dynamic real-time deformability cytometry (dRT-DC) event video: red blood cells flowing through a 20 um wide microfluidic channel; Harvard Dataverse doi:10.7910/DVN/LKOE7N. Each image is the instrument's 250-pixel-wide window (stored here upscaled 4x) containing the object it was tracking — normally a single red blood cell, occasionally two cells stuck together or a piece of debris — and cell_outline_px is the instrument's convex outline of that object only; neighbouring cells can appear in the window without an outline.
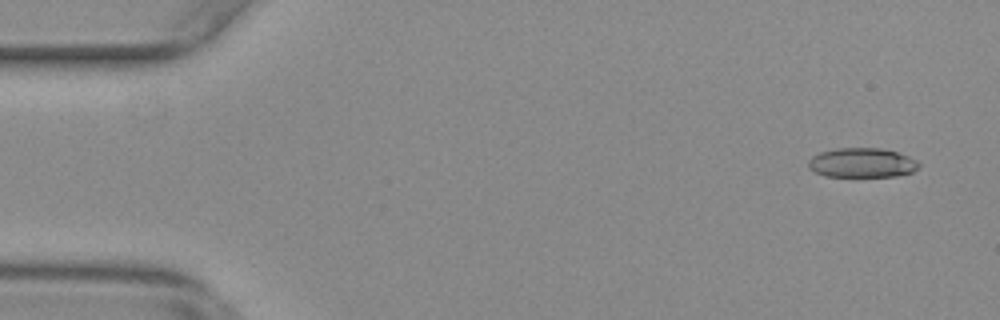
{"species": "common noctule bat (a hibernating species)", "species_latin": "Nyctalus noctula", "temperature_condition": "warm", "stored_images_in_passage": 56, "camera_frame_rate_fps": 3000, "um_per_image_px": 0.085, "animal": {"sex": "female", "body_mass_g": 29.2, "forearm_length_mm": 56.3}, "frame": {"image": 1, "passage_image": 3, "time_ms": 0.667, "image_size_px": [1000, 320], "cell_outline_px": [[920, 168], [912, 172], [896, 176], [824, 176], [808, 168], [808, 160], [812, 156], [820, 152], [836, 148], [880, 148], [896, 152], [908, 156], [916, 160], [920, 164]], "centroid_in_image_um": [73.26, 13.83], "position_along_channel_um": 11.7, "area_um2": 19.02}}
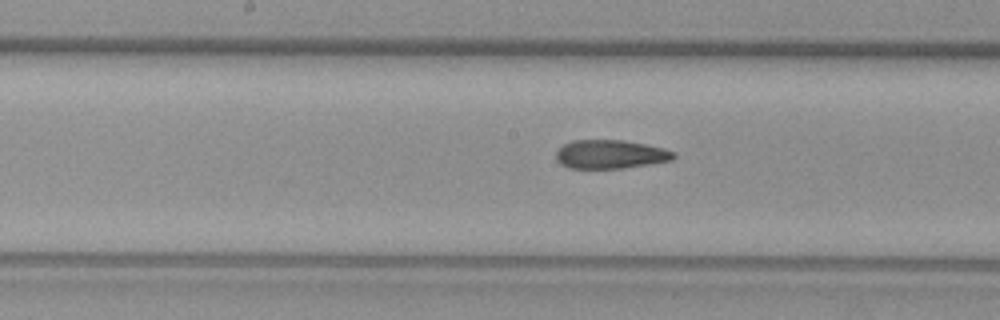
{"frame": {"image": 2, "passage_image": 28, "time_ms": 9.0, "image_size_px": [1000, 320], "cell_outline_px": [[676, 156], [672, 160], [624, 168], [568, 168], [560, 164], [556, 160], [556, 152], [564, 144], [572, 140], [624, 140], [664, 148], [676, 152]], "centroid_in_image_um": [51.88, 13.11], "position_along_channel_um": 196.3, "area_um2": 19.71}}
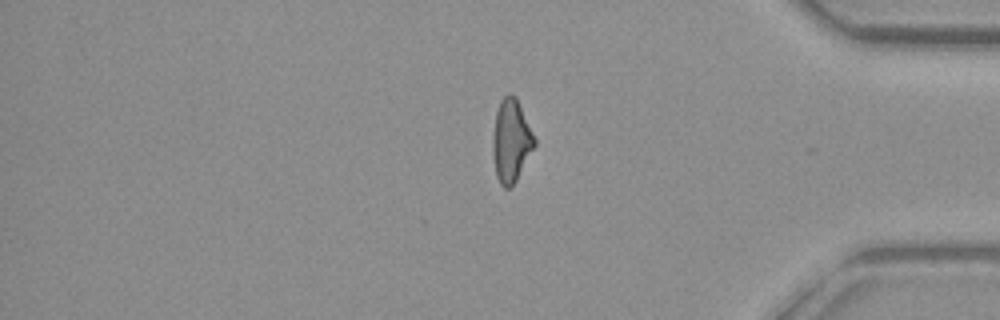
{"frame": {"image": 3, "passage_image": 46, "time_ms": 15.0, "image_size_px": [1000, 320], "cell_outline_px": [[536, 144], [512, 188], [504, 188], [500, 184], [496, 176], [492, 152], [492, 136], [496, 112], [500, 100], [508, 92], [512, 92], [516, 96], [536, 140]], "centroid_in_image_um": [43.43, 11.96], "position_along_channel_um": 391.8, "area_um2": 20.35}, "authors_computed_cell_mechanics": {"area_um2": 19.9988, "velocity_mm_per_s": 3.7148, "shape_relaxation_time_tau1_ms": null, "shape_relaxation_time_tau2_ms": 3.4529, "deformation_change_tau1": null, "deformation_change_tau2": 0.1306}}